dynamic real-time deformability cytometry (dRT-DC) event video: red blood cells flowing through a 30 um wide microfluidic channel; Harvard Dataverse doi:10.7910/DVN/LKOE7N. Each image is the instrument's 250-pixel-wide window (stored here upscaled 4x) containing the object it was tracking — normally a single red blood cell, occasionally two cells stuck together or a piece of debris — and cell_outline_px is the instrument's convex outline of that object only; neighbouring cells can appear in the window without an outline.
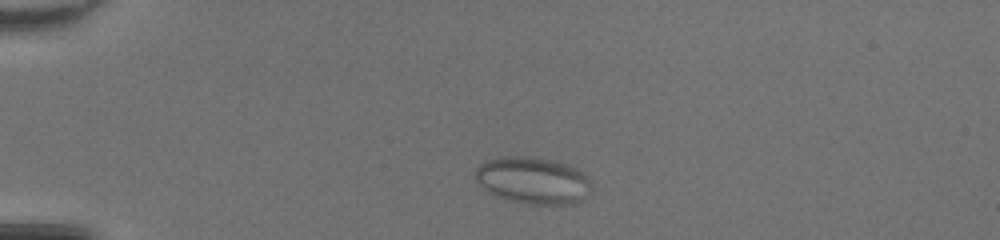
{"species": "common noctule bat (a hibernating species)", "species_latin": "Nyctalus noctula", "temperature_condition": "room temperature", "stored_images_in_passage": 38, "camera_frame_rate_fps": 3000, "um_per_image_px": 0.085, "animal": {"sex": "female", "body_mass_g": 20.0, "forearm_length_mm": 54.0}, "frame": {"image": 1, "passage_image": 5, "time_ms": 1.333, "image_size_px": [1000, 240], "cell_outline_px": [[588, 180], [576, 200], [572, 204], [536, 204], [516, 200], [500, 196], [488, 192], [476, 180], [476, 168], [480, 164], [488, 160], [504, 156], [540, 156], [568, 164], [576, 168]], "centroid_in_image_um": [45.18, 15.27], "position_along_channel_um": 39.8, "area_um2": 30.35}}
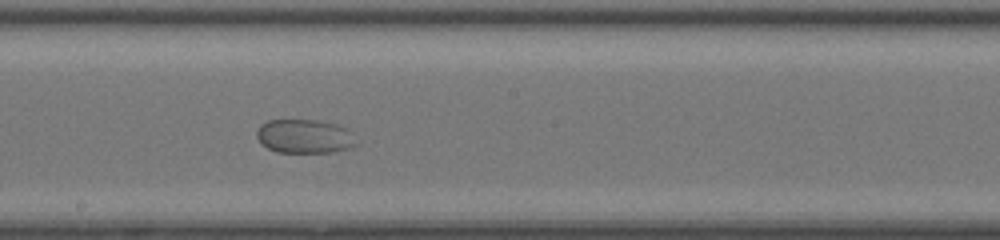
{"frame": {"image": 2, "passage_image": 22, "time_ms": 7.0, "image_size_px": [1000, 240], "cell_outline_px": [[356, 144], [348, 148], [328, 152], [276, 152], [260, 144], [256, 136], [256, 132], [260, 124], [268, 120], [316, 120], [336, 124], [348, 128], [352, 132]], "centroid_in_image_um": [25.84, 11.58], "position_along_channel_um": 222.4, "area_um2": 19.71}}
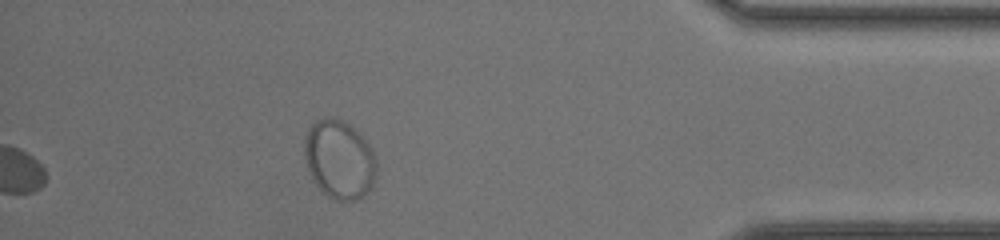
{"frame": {"image": 3, "passage_image": 38, "time_ms": 12.333, "image_size_px": [1000, 240], "cell_outline_px": [[376, 172], [372, 188], [356, 200], [336, 200], [328, 196], [316, 184], [308, 168], [304, 156], [304, 140], [308, 128], [316, 120], [324, 116], [332, 116], [344, 120], [372, 148], [376, 160]], "centroid_in_image_um": [28.83, 13.53], "position_along_channel_um": 406.4, "area_um2": 32.95}}